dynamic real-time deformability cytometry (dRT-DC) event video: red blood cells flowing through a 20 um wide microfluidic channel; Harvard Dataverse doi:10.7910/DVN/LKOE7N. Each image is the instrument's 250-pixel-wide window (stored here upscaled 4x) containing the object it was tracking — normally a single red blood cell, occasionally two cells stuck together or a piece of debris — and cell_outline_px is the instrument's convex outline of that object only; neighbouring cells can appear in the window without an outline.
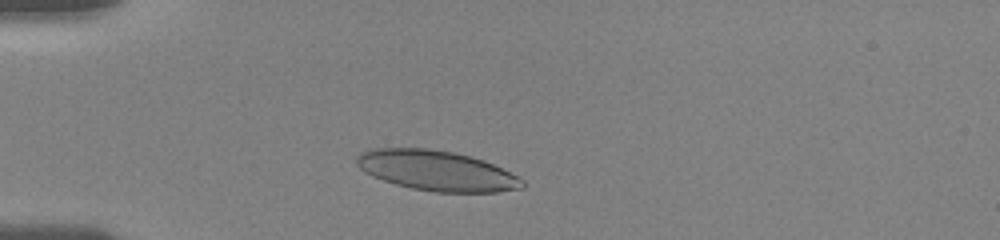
{"species": "human", "species_latin": "Homo sapiens", "temperature_condition": "room temperature", "stored_images_in_passage": 41, "camera_frame_rate_fps": 3000, "um_per_image_px": 0.085, "donor": {"sex": "female"}, "frame": {"image": 1, "passage_image": 8, "time_ms": 2.0, "image_size_px": [1000, 240], "cell_outline_px": [[524, 188], [496, 192], [436, 192], [412, 188], [396, 184], [372, 176], [364, 172], [356, 164], [356, 156], [360, 152], [368, 148], [428, 148], [452, 152], [472, 156], [484, 160], [524, 180]], "centroid_in_image_um": [37.07, 14.49], "position_along_channel_um": 47.9, "area_um2": 38.73}}
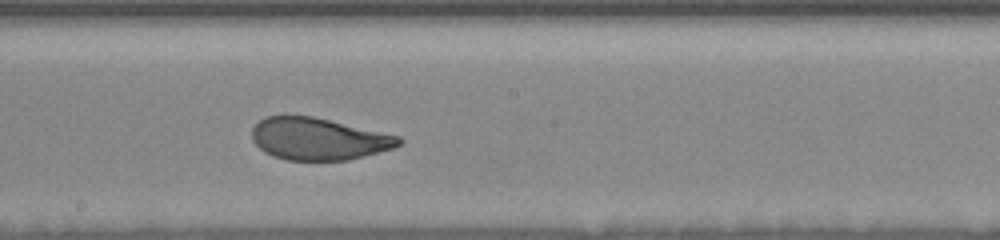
{"frame": {"image": 2, "passage_image": 29, "time_ms": 7.333, "image_size_px": [1000, 240], "cell_outline_px": [[404, 140], [400, 144], [392, 148], [348, 160], [288, 160], [272, 156], [264, 152], [252, 140], [252, 128], [260, 120], [268, 116], [312, 116], [400, 136]], "centroid_in_image_um": [27.06, 11.81], "position_along_channel_um": 221.1, "area_um2": 35.72}}
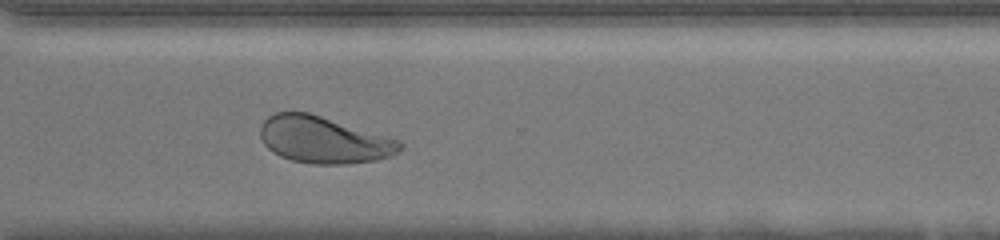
{"frame": {"image": 3, "passage_image": 41, "time_ms": 10.667, "image_size_px": [1000, 240], "cell_outline_px": [[404, 144], [392, 156], [376, 160], [344, 164], [312, 164], [292, 160], [280, 156], [272, 152], [264, 144], [260, 136], [260, 124], [268, 116], [276, 112], [308, 112], [400, 140]], "centroid_in_image_um": [27.49, 11.89], "position_along_channel_um": 343.1, "area_um2": 37.97}}